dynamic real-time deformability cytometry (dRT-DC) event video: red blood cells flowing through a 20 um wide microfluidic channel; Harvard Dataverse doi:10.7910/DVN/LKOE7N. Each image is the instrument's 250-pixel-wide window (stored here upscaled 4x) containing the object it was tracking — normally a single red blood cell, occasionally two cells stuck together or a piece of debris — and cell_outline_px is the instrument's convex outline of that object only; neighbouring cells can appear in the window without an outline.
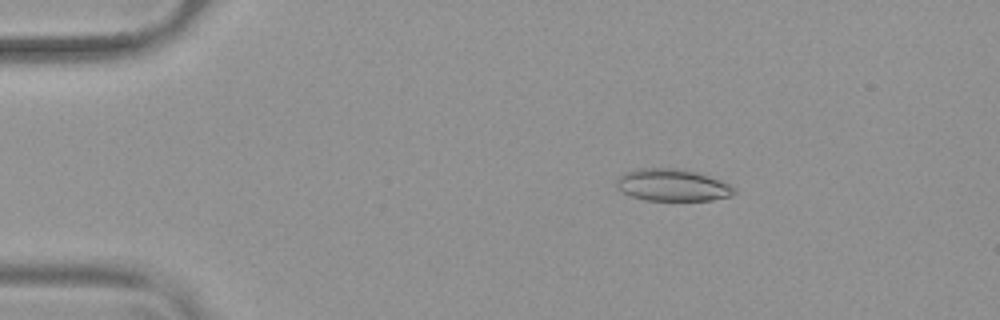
{"species": "common noctule bat (a hibernating species)", "species_latin": "Nyctalus noctula", "temperature_condition": "warm", "stored_images_in_passage": 53, "camera_frame_rate_fps": 3000, "um_per_image_px": 0.085, "animal": {"sex": "female", "body_mass_g": 19.9}, "frame": {"image": 1, "passage_image": 9, "time_ms": 2.667, "image_size_px": [1000, 320], "cell_outline_px": [[736, 192], [732, 196], [712, 200], [644, 200], [632, 196], [616, 188], [616, 180], [624, 172], [640, 168], [676, 168], [692, 172], [720, 180], [736, 188]], "centroid_in_image_um": [57.14, 15.74], "position_along_channel_um": 27.9, "area_um2": 21.79}}
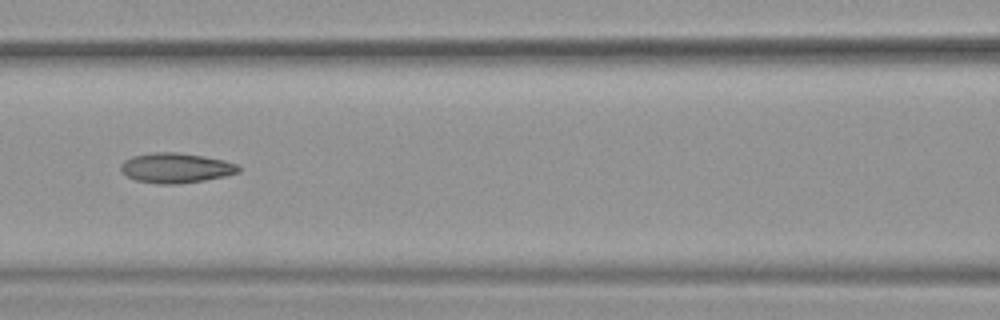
{"frame": {"image": 2, "passage_image": 24, "time_ms": 7.667, "image_size_px": [1000, 320], "cell_outline_px": [[240, 172], [224, 176], [204, 180], [176, 184], [160, 184], [136, 180], [120, 172], [120, 164], [124, 160], [132, 156], [152, 152], [176, 152], [204, 156], [224, 160], [236, 164], [240, 168]], "centroid_in_image_um": [14.92, 14.27], "position_along_channel_um": 151.7, "area_um2": 20.58}}
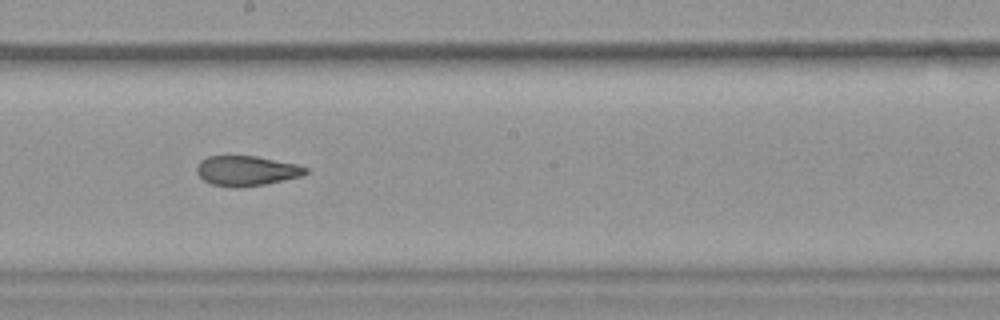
{"frame": {"image": 3, "passage_image": 30, "time_ms": 9.667, "image_size_px": [1000, 320], "cell_outline_px": [[308, 172], [304, 176], [264, 184], [236, 188], [212, 184], [204, 180], [196, 172], [196, 164], [200, 160], [208, 156], [256, 156], [296, 164], [308, 168]], "centroid_in_image_um": [20.95, 14.51], "position_along_channel_um": 227.3, "area_um2": 19.07}, "authors_computed_cell_mechanics": {"area_um2": 20.8658, "velocity_mm_per_s": 3.8059, "shape_relaxation_time_tau1_ms": null, "shape_relaxation_time_tau2_ms": 3.8577, "deformation_change_tau1": null, "deformation_change_tau2": 0.1102}}